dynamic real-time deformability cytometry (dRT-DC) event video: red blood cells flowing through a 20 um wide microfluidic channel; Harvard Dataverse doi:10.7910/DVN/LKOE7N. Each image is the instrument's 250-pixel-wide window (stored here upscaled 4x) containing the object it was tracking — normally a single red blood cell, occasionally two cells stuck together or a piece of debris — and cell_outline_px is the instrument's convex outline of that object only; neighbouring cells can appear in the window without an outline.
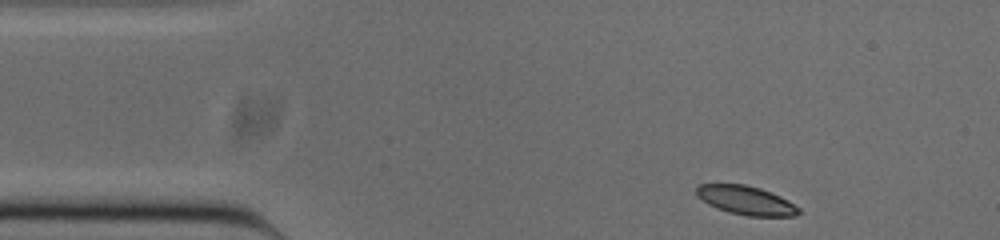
{"species": "common noctule bat (a hibernating species)", "species_latin": "Nyctalus noctula", "temperature_condition": "cold", "stored_images_in_passage": 47, "camera_frame_rate_fps": 3000, "um_per_image_px": 0.085, "animal": {"sex": "male", "body_mass_g": 20.0, "forearm_length_mm": 53.3}, "frame": {"image": 1, "passage_image": 1, "time_ms": 0.0, "image_size_px": [1000, 240], "cell_outline_px": [[800, 212], [796, 216], [748, 216], [728, 212], [716, 208], [708, 204], [696, 196], [696, 184], [744, 184], [760, 188], [780, 196], [788, 200], [800, 208]], "centroid_in_image_um": [63.39, 17.03], "position_along_channel_um": 21.6, "area_um2": 17.28}}
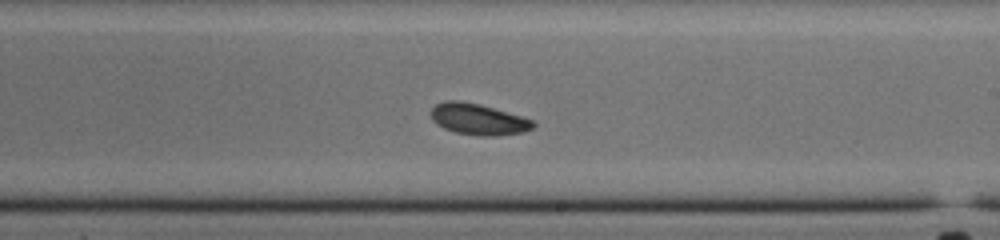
{"frame": {"image": 2, "passage_image": 24, "time_ms": 7.667, "image_size_px": [1000, 240], "cell_outline_px": [[536, 124], [532, 128], [524, 132], [496, 136], [480, 136], [456, 132], [444, 128], [436, 124], [432, 120], [432, 108], [436, 104], [444, 100], [460, 100], [480, 104], [520, 116], [532, 120]], "centroid_in_image_um": [40.63, 10.13], "position_along_channel_um": 248.4, "area_um2": 18.5}}
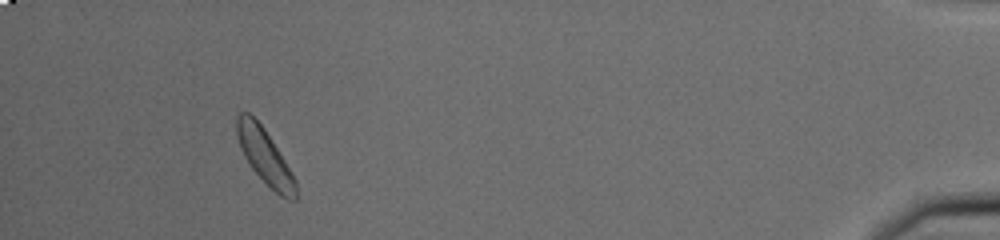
{"frame": {"image": 3, "passage_image": 43, "time_ms": 14.0, "image_size_px": [1000, 240], "cell_outline_px": [[296, 200], [288, 200], [280, 196], [252, 168], [244, 156], [240, 148], [236, 132], [236, 116], [240, 112], [248, 112], [264, 128], [284, 160], [296, 180]], "centroid_in_image_um": [22.49, 13.28], "position_along_channel_um": 412.7, "area_um2": 18.44}, "authors_computed_cell_mechanics": {"area_um2": 18.496, "velocity_mm_per_s": 3.7924, "shape_relaxation_time_tau1_ms": 10.3942, "shape_relaxation_time_tau2_ms": null, "deformation_change_tau1": 0.2098, "deformation_change_tau2": null}}